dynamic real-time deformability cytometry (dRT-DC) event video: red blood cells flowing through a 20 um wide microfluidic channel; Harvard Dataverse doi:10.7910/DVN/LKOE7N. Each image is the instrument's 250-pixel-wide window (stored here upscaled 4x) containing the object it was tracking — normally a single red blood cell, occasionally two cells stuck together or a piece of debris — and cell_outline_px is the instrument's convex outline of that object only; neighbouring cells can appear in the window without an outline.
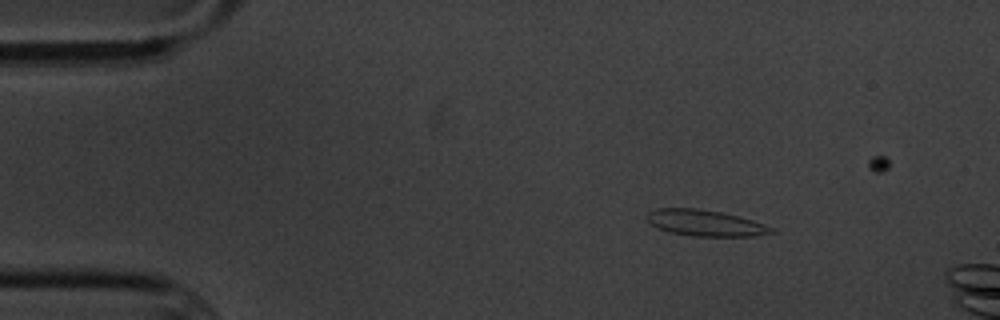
{"species": "common noctule bat (a hibernating species)", "species_latin": "Nyctalus noctula", "temperature_condition": "cold", "stored_images_in_passage": 3, "camera_frame_rate_fps": 3000, "um_per_image_px": 0.085, "animal": {"sex": "male", "body_mass_g": 20.1, "forearm_length_mm": 53.5}, "frame": {"image": 1, "passage_image": 1, "time_ms": 0.0, "image_size_px": [1000, 320], "cell_outline_px": [[776, 232], [752, 236], [692, 236], [672, 232], [660, 228], [652, 224], [648, 220], [648, 212], [656, 208], [696, 208], [720, 212], [752, 220], [764, 224], [772, 228]], "centroid_in_image_um": [59.95, 18.95], "position_along_channel_um": 25.0, "area_um2": 18.55}}